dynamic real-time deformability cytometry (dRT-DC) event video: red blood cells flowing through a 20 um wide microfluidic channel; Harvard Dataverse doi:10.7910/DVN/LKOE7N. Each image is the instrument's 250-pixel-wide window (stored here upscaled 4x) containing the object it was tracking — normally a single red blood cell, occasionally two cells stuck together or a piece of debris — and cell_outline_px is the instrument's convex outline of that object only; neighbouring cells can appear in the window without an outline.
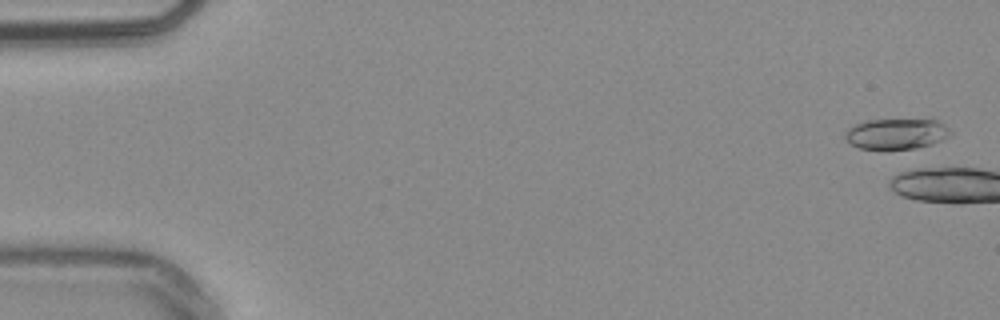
{"species": "common noctule bat (a hibernating species)", "species_latin": "Nyctalus noctula", "temperature_condition": "warm", "stored_images_in_passage": 5, "camera_frame_rate_fps": 3000, "um_per_image_px": 0.085, "animal": {"sex": "male", "body_mass_g": 20.4}, "frame": {"image": 1, "passage_image": 2, "time_ms": 0.333, "image_size_px": [1000, 320], "cell_outline_px": [[952, 132], [948, 136], [932, 144], [916, 148], [888, 152], [860, 148], [852, 144], [844, 136], [844, 132], [848, 128], [856, 124], [868, 120], [936, 120], [944, 124]], "centroid_in_image_um": [76.16, 11.42], "position_along_channel_um": 8.8, "area_um2": 19.13}}